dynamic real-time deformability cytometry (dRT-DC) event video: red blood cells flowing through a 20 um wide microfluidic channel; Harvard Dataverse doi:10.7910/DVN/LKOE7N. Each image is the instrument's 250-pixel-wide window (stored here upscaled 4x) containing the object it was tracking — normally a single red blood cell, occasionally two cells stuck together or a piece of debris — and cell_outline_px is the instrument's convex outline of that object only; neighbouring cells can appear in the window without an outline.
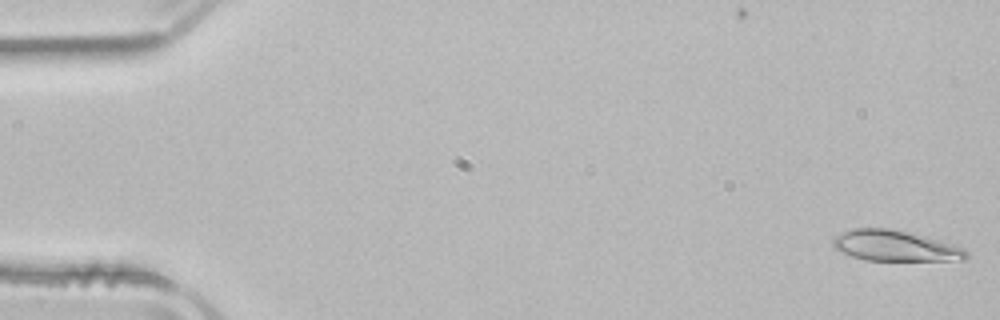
{"species": "common noctule bat (a hibernating species)", "species_latin": "Nyctalus noctula", "temperature_condition": "room temperature", "stored_images_in_passage": 4, "camera_frame_rate_fps": 3000, "um_per_image_px": 0.085, "animal": {"sex": "male", "body_mass_g": 21.5, "forearm_length_mm": 52.0}, "frame": {"image": 1, "passage_image": 1, "time_ms": 0.0, "image_size_px": [1000, 320], "cell_outline_px": [[968, 260], [864, 260], [852, 256], [836, 248], [832, 244], [832, 236], [856, 228], [892, 228], [924, 236], [952, 244], [964, 248], [968, 252]], "centroid_in_image_um": [76.1, 20.89], "position_along_channel_um": 8.9, "area_um2": 23.7}}
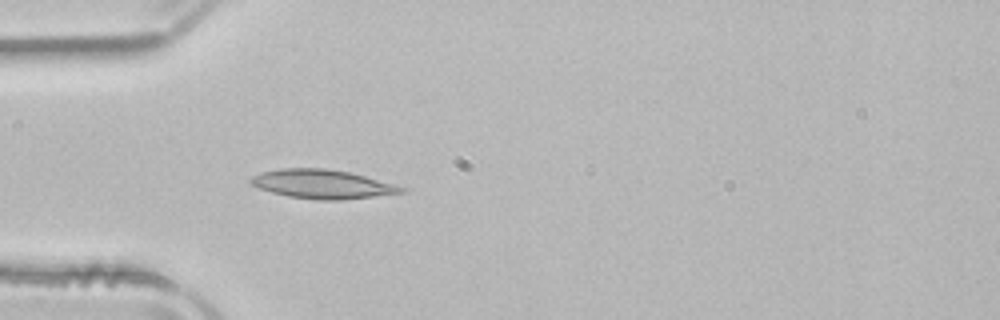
{"frame": {"image": 2, "passage_image": 4, "time_ms": 1.0, "image_size_px": [1000, 320], "cell_outline_px": [[404, 192], [340, 200], [320, 200], [288, 196], [272, 192], [260, 188], [252, 184], [248, 180], [252, 176], [260, 172], [280, 168], [324, 168], [348, 172], [364, 176], [392, 184], [404, 188]], "centroid_in_image_um": [27.31, 15.64], "position_along_channel_um": 57.7, "area_um2": 24.91}}